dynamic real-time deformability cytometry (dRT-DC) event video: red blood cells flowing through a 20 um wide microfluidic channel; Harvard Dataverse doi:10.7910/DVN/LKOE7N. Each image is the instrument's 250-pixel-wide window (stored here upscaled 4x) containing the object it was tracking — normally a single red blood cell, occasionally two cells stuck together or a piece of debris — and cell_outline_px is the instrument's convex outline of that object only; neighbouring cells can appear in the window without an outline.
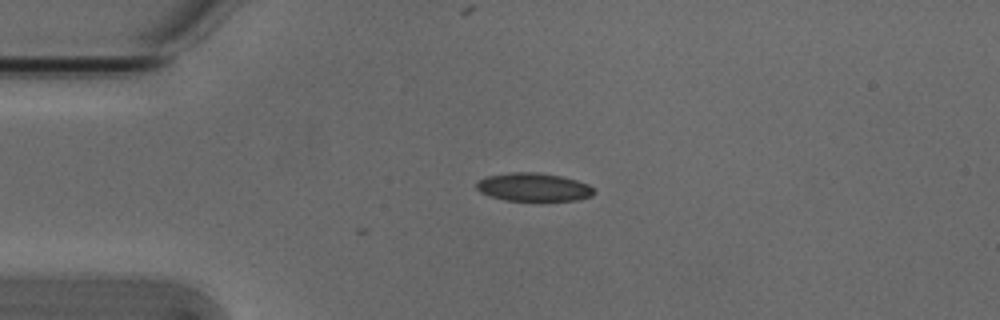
{"species": "Egyptian fruit bat (a non-hibernating species)", "species_latin": "Rousettus aegyptiacus", "temperature_condition": "cold", "stored_images_in_passage": 4, "camera_frame_rate_fps": 3000, "um_per_image_px": 0.085, "animal": {"sex": "male"}, "frame": {"image": 1, "passage_image": 4, "time_ms": 1.0, "image_size_px": [1000, 320], "cell_outline_px": [[596, 192], [592, 196], [576, 200], [504, 200], [488, 196], [480, 192], [476, 188], [476, 184], [484, 176], [508, 172], [536, 172], [560, 176], [576, 180], [588, 184]], "centroid_in_image_um": [45.31, 15.9], "position_along_channel_um": 39.7, "area_um2": 19.36}}